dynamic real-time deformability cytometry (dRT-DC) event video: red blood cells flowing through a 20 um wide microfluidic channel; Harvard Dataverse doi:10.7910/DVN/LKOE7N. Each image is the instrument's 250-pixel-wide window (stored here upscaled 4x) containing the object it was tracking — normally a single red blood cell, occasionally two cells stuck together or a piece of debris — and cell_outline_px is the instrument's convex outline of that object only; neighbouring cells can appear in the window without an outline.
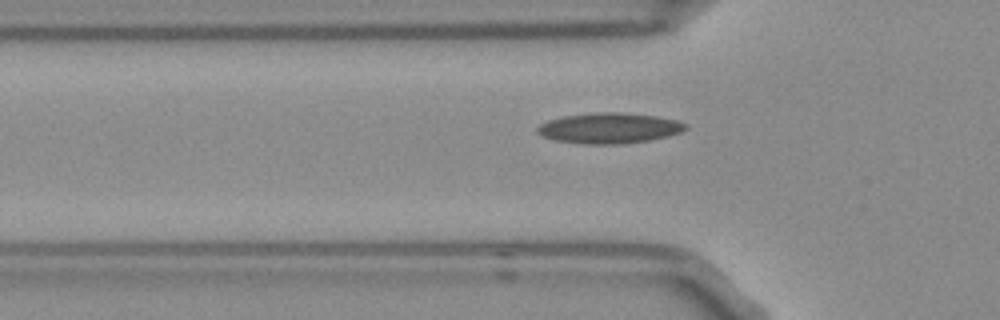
{"species": "Egyptian fruit bat (a non-hibernating species)", "species_latin": "Rousettus aegyptiacus", "temperature_condition": "room temperature", "stored_images_in_passage": 38, "camera_frame_rate_fps": 3000, "um_per_image_px": 0.085, "frame": {"image": 1, "passage_image": 11, "time_ms": 3.333, "image_size_px": [1000, 320], "cell_outline_px": [[688, 128], [680, 132], [668, 136], [648, 140], [624, 144], [584, 144], [556, 140], [544, 136], [536, 132], [536, 128], [540, 124], [548, 120], [564, 116], [596, 112], [620, 112], [656, 116], [676, 120], [688, 124]], "centroid_in_image_um": [51.8, 10.89], "position_along_channel_um": 74.0, "area_um2": 26.36}}
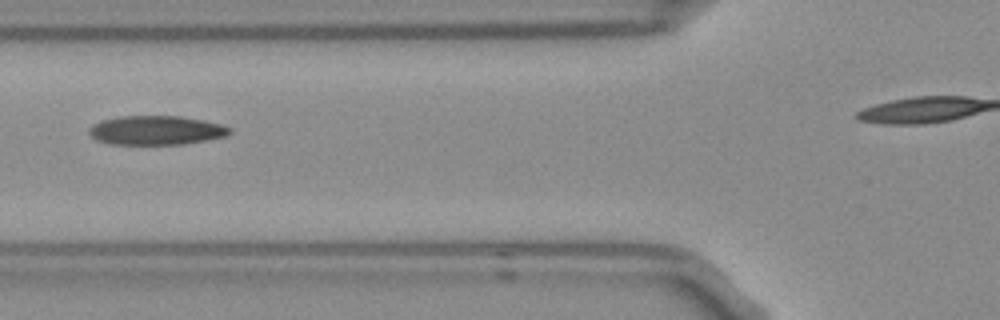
{"frame": {"image": 2, "passage_image": 14, "time_ms": 4.333, "image_size_px": [1000, 320], "cell_outline_px": [[232, 132], [224, 136], [184, 144], [108, 144], [96, 140], [88, 132], [88, 128], [92, 124], [100, 120], [120, 116], [180, 116], [204, 120], [224, 124], [232, 128]], "centroid_in_image_um": [13.26, 11.06], "position_along_channel_um": 112.5, "area_um2": 24.04}}
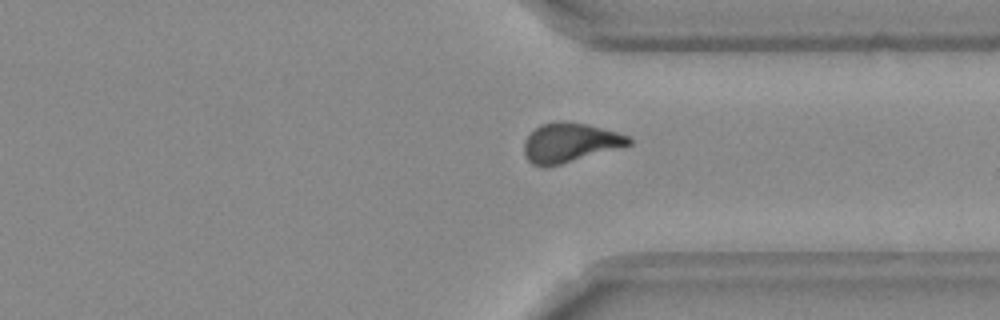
{"frame": {"image": 3, "passage_image": 34, "time_ms": 11.0, "image_size_px": [1000, 320], "cell_outline_px": [[632, 144], [560, 164], [544, 168], [532, 164], [524, 156], [524, 140], [540, 124], [556, 120], [564, 120], [588, 124], [616, 132], [628, 136], [632, 140]], "centroid_in_image_um": [48.39, 12.11], "position_along_channel_um": 363.0, "area_um2": 23.99}}